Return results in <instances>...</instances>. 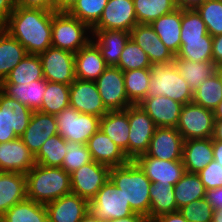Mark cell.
Returning a JSON list of instances; mask_svg holds the SVG:
<instances>
[{
    "instance_id": "obj_1",
    "label": "cell",
    "mask_w": 222,
    "mask_h": 222,
    "mask_svg": "<svg viewBox=\"0 0 222 222\" xmlns=\"http://www.w3.org/2000/svg\"><path fill=\"white\" fill-rule=\"evenodd\" d=\"M56 11L16 6L1 26L28 54L39 55L52 46V20Z\"/></svg>"
},
{
    "instance_id": "obj_2",
    "label": "cell",
    "mask_w": 222,
    "mask_h": 222,
    "mask_svg": "<svg viewBox=\"0 0 222 222\" xmlns=\"http://www.w3.org/2000/svg\"><path fill=\"white\" fill-rule=\"evenodd\" d=\"M109 179L121 189L132 211L143 215L149 222L152 183L141 168L130 160L125 165L110 168Z\"/></svg>"
},
{
    "instance_id": "obj_3",
    "label": "cell",
    "mask_w": 222,
    "mask_h": 222,
    "mask_svg": "<svg viewBox=\"0 0 222 222\" xmlns=\"http://www.w3.org/2000/svg\"><path fill=\"white\" fill-rule=\"evenodd\" d=\"M27 198L46 204L72 193L70 174L61 167L35 164L26 174Z\"/></svg>"
},
{
    "instance_id": "obj_4",
    "label": "cell",
    "mask_w": 222,
    "mask_h": 222,
    "mask_svg": "<svg viewBox=\"0 0 222 222\" xmlns=\"http://www.w3.org/2000/svg\"><path fill=\"white\" fill-rule=\"evenodd\" d=\"M150 85L146 97L166 96L181 104L193 102V91L182 77L174 61L150 66Z\"/></svg>"
},
{
    "instance_id": "obj_5",
    "label": "cell",
    "mask_w": 222,
    "mask_h": 222,
    "mask_svg": "<svg viewBox=\"0 0 222 222\" xmlns=\"http://www.w3.org/2000/svg\"><path fill=\"white\" fill-rule=\"evenodd\" d=\"M92 40V29L68 12H55L52 20V47L78 52Z\"/></svg>"
},
{
    "instance_id": "obj_6",
    "label": "cell",
    "mask_w": 222,
    "mask_h": 222,
    "mask_svg": "<svg viewBox=\"0 0 222 222\" xmlns=\"http://www.w3.org/2000/svg\"><path fill=\"white\" fill-rule=\"evenodd\" d=\"M58 134L65 141L87 144L89 138L100 128V117L83 114L68 107L55 115Z\"/></svg>"
},
{
    "instance_id": "obj_7",
    "label": "cell",
    "mask_w": 222,
    "mask_h": 222,
    "mask_svg": "<svg viewBox=\"0 0 222 222\" xmlns=\"http://www.w3.org/2000/svg\"><path fill=\"white\" fill-rule=\"evenodd\" d=\"M33 110L0 90V143L20 137L28 127Z\"/></svg>"
},
{
    "instance_id": "obj_8",
    "label": "cell",
    "mask_w": 222,
    "mask_h": 222,
    "mask_svg": "<svg viewBox=\"0 0 222 222\" xmlns=\"http://www.w3.org/2000/svg\"><path fill=\"white\" fill-rule=\"evenodd\" d=\"M89 210L102 221L128 217L132 211L121 189L109 179L89 202Z\"/></svg>"
},
{
    "instance_id": "obj_9",
    "label": "cell",
    "mask_w": 222,
    "mask_h": 222,
    "mask_svg": "<svg viewBox=\"0 0 222 222\" xmlns=\"http://www.w3.org/2000/svg\"><path fill=\"white\" fill-rule=\"evenodd\" d=\"M214 125L215 117L212 110L190 102L182 106L176 129L184 140L212 138Z\"/></svg>"
},
{
    "instance_id": "obj_10",
    "label": "cell",
    "mask_w": 222,
    "mask_h": 222,
    "mask_svg": "<svg viewBox=\"0 0 222 222\" xmlns=\"http://www.w3.org/2000/svg\"><path fill=\"white\" fill-rule=\"evenodd\" d=\"M128 121L130 128L128 159L134 160L148 150L156 125L139 104L128 106Z\"/></svg>"
},
{
    "instance_id": "obj_11",
    "label": "cell",
    "mask_w": 222,
    "mask_h": 222,
    "mask_svg": "<svg viewBox=\"0 0 222 222\" xmlns=\"http://www.w3.org/2000/svg\"><path fill=\"white\" fill-rule=\"evenodd\" d=\"M43 77L46 81L71 85L75 76V54L60 48L49 47L39 54Z\"/></svg>"
},
{
    "instance_id": "obj_12",
    "label": "cell",
    "mask_w": 222,
    "mask_h": 222,
    "mask_svg": "<svg viewBox=\"0 0 222 222\" xmlns=\"http://www.w3.org/2000/svg\"><path fill=\"white\" fill-rule=\"evenodd\" d=\"M95 83L108 111L125 110L132 105L125 91L123 71L120 68L108 66Z\"/></svg>"
},
{
    "instance_id": "obj_13",
    "label": "cell",
    "mask_w": 222,
    "mask_h": 222,
    "mask_svg": "<svg viewBox=\"0 0 222 222\" xmlns=\"http://www.w3.org/2000/svg\"><path fill=\"white\" fill-rule=\"evenodd\" d=\"M110 167L94 160L70 174L72 193L90 202L109 180Z\"/></svg>"
},
{
    "instance_id": "obj_14",
    "label": "cell",
    "mask_w": 222,
    "mask_h": 222,
    "mask_svg": "<svg viewBox=\"0 0 222 222\" xmlns=\"http://www.w3.org/2000/svg\"><path fill=\"white\" fill-rule=\"evenodd\" d=\"M133 161L141 168L151 183L174 186L186 172L182 160H161L144 153Z\"/></svg>"
},
{
    "instance_id": "obj_15",
    "label": "cell",
    "mask_w": 222,
    "mask_h": 222,
    "mask_svg": "<svg viewBox=\"0 0 222 222\" xmlns=\"http://www.w3.org/2000/svg\"><path fill=\"white\" fill-rule=\"evenodd\" d=\"M70 107L83 114L97 117L104 116L108 110L105 108L95 81L75 79L69 90Z\"/></svg>"
},
{
    "instance_id": "obj_16",
    "label": "cell",
    "mask_w": 222,
    "mask_h": 222,
    "mask_svg": "<svg viewBox=\"0 0 222 222\" xmlns=\"http://www.w3.org/2000/svg\"><path fill=\"white\" fill-rule=\"evenodd\" d=\"M137 24L133 0H108L100 20L92 30L130 32Z\"/></svg>"
},
{
    "instance_id": "obj_17",
    "label": "cell",
    "mask_w": 222,
    "mask_h": 222,
    "mask_svg": "<svg viewBox=\"0 0 222 222\" xmlns=\"http://www.w3.org/2000/svg\"><path fill=\"white\" fill-rule=\"evenodd\" d=\"M184 139L174 127H156L147 156L161 160H182Z\"/></svg>"
},
{
    "instance_id": "obj_18",
    "label": "cell",
    "mask_w": 222,
    "mask_h": 222,
    "mask_svg": "<svg viewBox=\"0 0 222 222\" xmlns=\"http://www.w3.org/2000/svg\"><path fill=\"white\" fill-rule=\"evenodd\" d=\"M130 38L148 55L151 64L171 63L175 55L161 41L150 24H137L130 31Z\"/></svg>"
},
{
    "instance_id": "obj_19",
    "label": "cell",
    "mask_w": 222,
    "mask_h": 222,
    "mask_svg": "<svg viewBox=\"0 0 222 222\" xmlns=\"http://www.w3.org/2000/svg\"><path fill=\"white\" fill-rule=\"evenodd\" d=\"M35 164V155L20 137L0 143V172L26 174Z\"/></svg>"
},
{
    "instance_id": "obj_20",
    "label": "cell",
    "mask_w": 222,
    "mask_h": 222,
    "mask_svg": "<svg viewBox=\"0 0 222 222\" xmlns=\"http://www.w3.org/2000/svg\"><path fill=\"white\" fill-rule=\"evenodd\" d=\"M57 134L55 115L33 111L28 127L20 138L33 155H36L43 143Z\"/></svg>"
},
{
    "instance_id": "obj_21",
    "label": "cell",
    "mask_w": 222,
    "mask_h": 222,
    "mask_svg": "<svg viewBox=\"0 0 222 222\" xmlns=\"http://www.w3.org/2000/svg\"><path fill=\"white\" fill-rule=\"evenodd\" d=\"M49 222H80L89 211V202L69 193L45 204Z\"/></svg>"
},
{
    "instance_id": "obj_22",
    "label": "cell",
    "mask_w": 222,
    "mask_h": 222,
    "mask_svg": "<svg viewBox=\"0 0 222 222\" xmlns=\"http://www.w3.org/2000/svg\"><path fill=\"white\" fill-rule=\"evenodd\" d=\"M139 105L151 117L156 127L176 128L183 104L164 95L146 97Z\"/></svg>"
},
{
    "instance_id": "obj_23",
    "label": "cell",
    "mask_w": 222,
    "mask_h": 222,
    "mask_svg": "<svg viewBox=\"0 0 222 222\" xmlns=\"http://www.w3.org/2000/svg\"><path fill=\"white\" fill-rule=\"evenodd\" d=\"M87 146L92 160L110 168L125 165L130 161L101 129L89 138Z\"/></svg>"
},
{
    "instance_id": "obj_24",
    "label": "cell",
    "mask_w": 222,
    "mask_h": 222,
    "mask_svg": "<svg viewBox=\"0 0 222 222\" xmlns=\"http://www.w3.org/2000/svg\"><path fill=\"white\" fill-rule=\"evenodd\" d=\"M130 39V32L122 30H92V41L100 49L107 66H117L120 55Z\"/></svg>"
},
{
    "instance_id": "obj_25",
    "label": "cell",
    "mask_w": 222,
    "mask_h": 222,
    "mask_svg": "<svg viewBox=\"0 0 222 222\" xmlns=\"http://www.w3.org/2000/svg\"><path fill=\"white\" fill-rule=\"evenodd\" d=\"M213 160V138L184 140L182 162L186 172L197 174Z\"/></svg>"
},
{
    "instance_id": "obj_26",
    "label": "cell",
    "mask_w": 222,
    "mask_h": 222,
    "mask_svg": "<svg viewBox=\"0 0 222 222\" xmlns=\"http://www.w3.org/2000/svg\"><path fill=\"white\" fill-rule=\"evenodd\" d=\"M107 67L100 49L92 40L75 53L77 79L95 81Z\"/></svg>"
},
{
    "instance_id": "obj_27",
    "label": "cell",
    "mask_w": 222,
    "mask_h": 222,
    "mask_svg": "<svg viewBox=\"0 0 222 222\" xmlns=\"http://www.w3.org/2000/svg\"><path fill=\"white\" fill-rule=\"evenodd\" d=\"M26 198V175L18 172H0V217Z\"/></svg>"
},
{
    "instance_id": "obj_28",
    "label": "cell",
    "mask_w": 222,
    "mask_h": 222,
    "mask_svg": "<svg viewBox=\"0 0 222 222\" xmlns=\"http://www.w3.org/2000/svg\"><path fill=\"white\" fill-rule=\"evenodd\" d=\"M128 157L129 121L125 110L108 111L100 118V128Z\"/></svg>"
},
{
    "instance_id": "obj_29",
    "label": "cell",
    "mask_w": 222,
    "mask_h": 222,
    "mask_svg": "<svg viewBox=\"0 0 222 222\" xmlns=\"http://www.w3.org/2000/svg\"><path fill=\"white\" fill-rule=\"evenodd\" d=\"M165 46L176 56L181 48V8L159 17L150 24Z\"/></svg>"
},
{
    "instance_id": "obj_30",
    "label": "cell",
    "mask_w": 222,
    "mask_h": 222,
    "mask_svg": "<svg viewBox=\"0 0 222 222\" xmlns=\"http://www.w3.org/2000/svg\"><path fill=\"white\" fill-rule=\"evenodd\" d=\"M0 90L8 97L17 99L33 111H38L43 102L46 80L33 81L30 84H0Z\"/></svg>"
},
{
    "instance_id": "obj_31",
    "label": "cell",
    "mask_w": 222,
    "mask_h": 222,
    "mask_svg": "<svg viewBox=\"0 0 222 222\" xmlns=\"http://www.w3.org/2000/svg\"><path fill=\"white\" fill-rule=\"evenodd\" d=\"M27 54L25 47L0 27V83Z\"/></svg>"
},
{
    "instance_id": "obj_32",
    "label": "cell",
    "mask_w": 222,
    "mask_h": 222,
    "mask_svg": "<svg viewBox=\"0 0 222 222\" xmlns=\"http://www.w3.org/2000/svg\"><path fill=\"white\" fill-rule=\"evenodd\" d=\"M174 63L193 92L218 70L213 61L197 62L175 58Z\"/></svg>"
},
{
    "instance_id": "obj_33",
    "label": "cell",
    "mask_w": 222,
    "mask_h": 222,
    "mask_svg": "<svg viewBox=\"0 0 222 222\" xmlns=\"http://www.w3.org/2000/svg\"><path fill=\"white\" fill-rule=\"evenodd\" d=\"M43 79L40 56L27 54L0 84H30Z\"/></svg>"
},
{
    "instance_id": "obj_34",
    "label": "cell",
    "mask_w": 222,
    "mask_h": 222,
    "mask_svg": "<svg viewBox=\"0 0 222 222\" xmlns=\"http://www.w3.org/2000/svg\"><path fill=\"white\" fill-rule=\"evenodd\" d=\"M1 218L4 222H49L45 204L28 198L12 206Z\"/></svg>"
},
{
    "instance_id": "obj_35",
    "label": "cell",
    "mask_w": 222,
    "mask_h": 222,
    "mask_svg": "<svg viewBox=\"0 0 222 222\" xmlns=\"http://www.w3.org/2000/svg\"><path fill=\"white\" fill-rule=\"evenodd\" d=\"M177 211L173 185L152 183L150 188L149 222H152L160 215Z\"/></svg>"
},
{
    "instance_id": "obj_36",
    "label": "cell",
    "mask_w": 222,
    "mask_h": 222,
    "mask_svg": "<svg viewBox=\"0 0 222 222\" xmlns=\"http://www.w3.org/2000/svg\"><path fill=\"white\" fill-rule=\"evenodd\" d=\"M173 187L177 209H180L192 201L204 199L206 196L205 186L196 173L185 172Z\"/></svg>"
},
{
    "instance_id": "obj_37",
    "label": "cell",
    "mask_w": 222,
    "mask_h": 222,
    "mask_svg": "<svg viewBox=\"0 0 222 222\" xmlns=\"http://www.w3.org/2000/svg\"><path fill=\"white\" fill-rule=\"evenodd\" d=\"M125 91L129 102L138 105L146 98L150 85L151 73L149 68L123 71Z\"/></svg>"
},
{
    "instance_id": "obj_38",
    "label": "cell",
    "mask_w": 222,
    "mask_h": 222,
    "mask_svg": "<svg viewBox=\"0 0 222 222\" xmlns=\"http://www.w3.org/2000/svg\"><path fill=\"white\" fill-rule=\"evenodd\" d=\"M133 3L139 24H151L178 8L176 0H133Z\"/></svg>"
},
{
    "instance_id": "obj_39",
    "label": "cell",
    "mask_w": 222,
    "mask_h": 222,
    "mask_svg": "<svg viewBox=\"0 0 222 222\" xmlns=\"http://www.w3.org/2000/svg\"><path fill=\"white\" fill-rule=\"evenodd\" d=\"M70 85L46 81V90L39 112L57 115L63 109L70 106L69 103Z\"/></svg>"
},
{
    "instance_id": "obj_40",
    "label": "cell",
    "mask_w": 222,
    "mask_h": 222,
    "mask_svg": "<svg viewBox=\"0 0 222 222\" xmlns=\"http://www.w3.org/2000/svg\"><path fill=\"white\" fill-rule=\"evenodd\" d=\"M221 101L222 81L219 66L217 72L207 78L193 92V102L213 111Z\"/></svg>"
},
{
    "instance_id": "obj_41",
    "label": "cell",
    "mask_w": 222,
    "mask_h": 222,
    "mask_svg": "<svg viewBox=\"0 0 222 222\" xmlns=\"http://www.w3.org/2000/svg\"><path fill=\"white\" fill-rule=\"evenodd\" d=\"M213 37L207 33L201 39L181 40V48L175 58L190 61H213L212 57Z\"/></svg>"
},
{
    "instance_id": "obj_42",
    "label": "cell",
    "mask_w": 222,
    "mask_h": 222,
    "mask_svg": "<svg viewBox=\"0 0 222 222\" xmlns=\"http://www.w3.org/2000/svg\"><path fill=\"white\" fill-rule=\"evenodd\" d=\"M66 155V141L57 134L47 139L35 155L36 164L46 167H62Z\"/></svg>"
},
{
    "instance_id": "obj_43",
    "label": "cell",
    "mask_w": 222,
    "mask_h": 222,
    "mask_svg": "<svg viewBox=\"0 0 222 222\" xmlns=\"http://www.w3.org/2000/svg\"><path fill=\"white\" fill-rule=\"evenodd\" d=\"M195 10L212 37L222 35V0H205Z\"/></svg>"
},
{
    "instance_id": "obj_44",
    "label": "cell",
    "mask_w": 222,
    "mask_h": 222,
    "mask_svg": "<svg viewBox=\"0 0 222 222\" xmlns=\"http://www.w3.org/2000/svg\"><path fill=\"white\" fill-rule=\"evenodd\" d=\"M107 2L108 0H78L68 13L92 29L100 20Z\"/></svg>"
},
{
    "instance_id": "obj_45",
    "label": "cell",
    "mask_w": 222,
    "mask_h": 222,
    "mask_svg": "<svg viewBox=\"0 0 222 222\" xmlns=\"http://www.w3.org/2000/svg\"><path fill=\"white\" fill-rule=\"evenodd\" d=\"M151 62L145 51L131 38L126 43L116 67L122 71L150 68Z\"/></svg>"
},
{
    "instance_id": "obj_46",
    "label": "cell",
    "mask_w": 222,
    "mask_h": 222,
    "mask_svg": "<svg viewBox=\"0 0 222 222\" xmlns=\"http://www.w3.org/2000/svg\"><path fill=\"white\" fill-rule=\"evenodd\" d=\"M207 33L205 23L195 9L181 8V40L201 39Z\"/></svg>"
},
{
    "instance_id": "obj_47",
    "label": "cell",
    "mask_w": 222,
    "mask_h": 222,
    "mask_svg": "<svg viewBox=\"0 0 222 222\" xmlns=\"http://www.w3.org/2000/svg\"><path fill=\"white\" fill-rule=\"evenodd\" d=\"M92 161L87 144L66 141V155L61 167L63 170L71 174Z\"/></svg>"
},
{
    "instance_id": "obj_48",
    "label": "cell",
    "mask_w": 222,
    "mask_h": 222,
    "mask_svg": "<svg viewBox=\"0 0 222 222\" xmlns=\"http://www.w3.org/2000/svg\"><path fill=\"white\" fill-rule=\"evenodd\" d=\"M189 222H212L214 209L204 198L184 205L178 209Z\"/></svg>"
},
{
    "instance_id": "obj_49",
    "label": "cell",
    "mask_w": 222,
    "mask_h": 222,
    "mask_svg": "<svg viewBox=\"0 0 222 222\" xmlns=\"http://www.w3.org/2000/svg\"><path fill=\"white\" fill-rule=\"evenodd\" d=\"M206 190L222 187V166L213 160L197 173Z\"/></svg>"
},
{
    "instance_id": "obj_50",
    "label": "cell",
    "mask_w": 222,
    "mask_h": 222,
    "mask_svg": "<svg viewBox=\"0 0 222 222\" xmlns=\"http://www.w3.org/2000/svg\"><path fill=\"white\" fill-rule=\"evenodd\" d=\"M16 6L24 8H41L48 11H55L54 0H15Z\"/></svg>"
},
{
    "instance_id": "obj_51",
    "label": "cell",
    "mask_w": 222,
    "mask_h": 222,
    "mask_svg": "<svg viewBox=\"0 0 222 222\" xmlns=\"http://www.w3.org/2000/svg\"><path fill=\"white\" fill-rule=\"evenodd\" d=\"M205 199L214 210L222 208V187L206 190Z\"/></svg>"
},
{
    "instance_id": "obj_52",
    "label": "cell",
    "mask_w": 222,
    "mask_h": 222,
    "mask_svg": "<svg viewBox=\"0 0 222 222\" xmlns=\"http://www.w3.org/2000/svg\"><path fill=\"white\" fill-rule=\"evenodd\" d=\"M16 8L15 0H0V27Z\"/></svg>"
},
{
    "instance_id": "obj_53",
    "label": "cell",
    "mask_w": 222,
    "mask_h": 222,
    "mask_svg": "<svg viewBox=\"0 0 222 222\" xmlns=\"http://www.w3.org/2000/svg\"><path fill=\"white\" fill-rule=\"evenodd\" d=\"M212 57H213V62L218 67L222 66V35L213 37Z\"/></svg>"
},
{
    "instance_id": "obj_54",
    "label": "cell",
    "mask_w": 222,
    "mask_h": 222,
    "mask_svg": "<svg viewBox=\"0 0 222 222\" xmlns=\"http://www.w3.org/2000/svg\"><path fill=\"white\" fill-rule=\"evenodd\" d=\"M152 222H189L179 211L158 216Z\"/></svg>"
},
{
    "instance_id": "obj_55",
    "label": "cell",
    "mask_w": 222,
    "mask_h": 222,
    "mask_svg": "<svg viewBox=\"0 0 222 222\" xmlns=\"http://www.w3.org/2000/svg\"><path fill=\"white\" fill-rule=\"evenodd\" d=\"M56 12H69L78 0H54Z\"/></svg>"
},
{
    "instance_id": "obj_56",
    "label": "cell",
    "mask_w": 222,
    "mask_h": 222,
    "mask_svg": "<svg viewBox=\"0 0 222 222\" xmlns=\"http://www.w3.org/2000/svg\"><path fill=\"white\" fill-rule=\"evenodd\" d=\"M106 222H148L147 218H145L143 215L138 213H133L132 215L128 217H122L119 219H112L108 220Z\"/></svg>"
},
{
    "instance_id": "obj_57",
    "label": "cell",
    "mask_w": 222,
    "mask_h": 222,
    "mask_svg": "<svg viewBox=\"0 0 222 222\" xmlns=\"http://www.w3.org/2000/svg\"><path fill=\"white\" fill-rule=\"evenodd\" d=\"M205 0H176L177 6L182 9H195Z\"/></svg>"
},
{
    "instance_id": "obj_58",
    "label": "cell",
    "mask_w": 222,
    "mask_h": 222,
    "mask_svg": "<svg viewBox=\"0 0 222 222\" xmlns=\"http://www.w3.org/2000/svg\"><path fill=\"white\" fill-rule=\"evenodd\" d=\"M213 158L222 166V141L213 139Z\"/></svg>"
},
{
    "instance_id": "obj_59",
    "label": "cell",
    "mask_w": 222,
    "mask_h": 222,
    "mask_svg": "<svg viewBox=\"0 0 222 222\" xmlns=\"http://www.w3.org/2000/svg\"><path fill=\"white\" fill-rule=\"evenodd\" d=\"M214 140L222 141V120H215L213 137Z\"/></svg>"
},
{
    "instance_id": "obj_60",
    "label": "cell",
    "mask_w": 222,
    "mask_h": 222,
    "mask_svg": "<svg viewBox=\"0 0 222 222\" xmlns=\"http://www.w3.org/2000/svg\"><path fill=\"white\" fill-rule=\"evenodd\" d=\"M80 222H105L97 218L90 210L84 215Z\"/></svg>"
},
{
    "instance_id": "obj_61",
    "label": "cell",
    "mask_w": 222,
    "mask_h": 222,
    "mask_svg": "<svg viewBox=\"0 0 222 222\" xmlns=\"http://www.w3.org/2000/svg\"><path fill=\"white\" fill-rule=\"evenodd\" d=\"M215 120H222V101L213 110Z\"/></svg>"
},
{
    "instance_id": "obj_62",
    "label": "cell",
    "mask_w": 222,
    "mask_h": 222,
    "mask_svg": "<svg viewBox=\"0 0 222 222\" xmlns=\"http://www.w3.org/2000/svg\"><path fill=\"white\" fill-rule=\"evenodd\" d=\"M212 222H222V208L214 210Z\"/></svg>"
},
{
    "instance_id": "obj_63",
    "label": "cell",
    "mask_w": 222,
    "mask_h": 222,
    "mask_svg": "<svg viewBox=\"0 0 222 222\" xmlns=\"http://www.w3.org/2000/svg\"><path fill=\"white\" fill-rule=\"evenodd\" d=\"M220 76H221V81H222V66H220Z\"/></svg>"
}]
</instances>
